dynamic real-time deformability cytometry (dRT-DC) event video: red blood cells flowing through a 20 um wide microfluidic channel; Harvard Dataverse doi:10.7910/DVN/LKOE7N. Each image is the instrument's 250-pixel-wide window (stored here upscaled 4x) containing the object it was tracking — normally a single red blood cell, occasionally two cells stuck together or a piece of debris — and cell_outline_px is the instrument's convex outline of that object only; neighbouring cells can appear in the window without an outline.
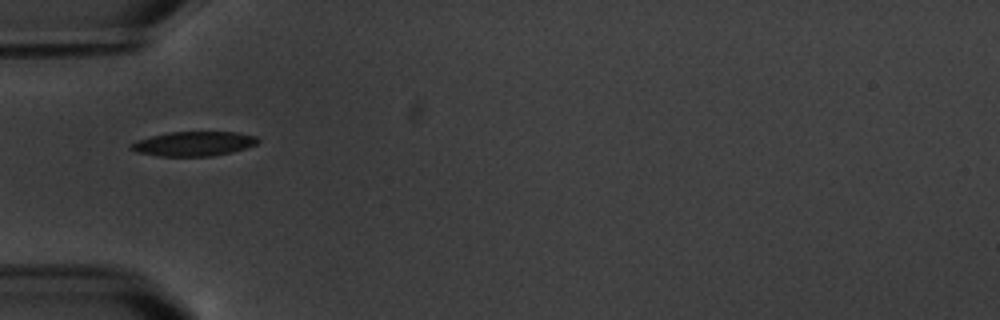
{"species": "common noctule bat (a hibernating species)", "species_latin": "Nyctalus noctula", "temperature_condition": "warm", "stored_images_in_passage": 8, "segment_of_instrument_passage": [2, 2], "camera_frame_rate_fps": 3000, "um_per_image_px": 0.085, "animal": {"sex": "male", "body_mass_g": 20.1, "forearm_length_mm": 53.5}, "frame": {"image": 1, "passage_image": 4, "time_ms": 5.0, "image_size_px": [1000, 320], "cell_outline_px": [[260, 140], [256, 144], [232, 152], [212, 156], [160, 156], [136, 152], [128, 148], [128, 144], [136, 140], [168, 132], [236, 132], [256, 136]], "centroid_in_image_um": [16.42, 12.22], "position_along_channel_um": 68.6, "area_um2": 18.15}}
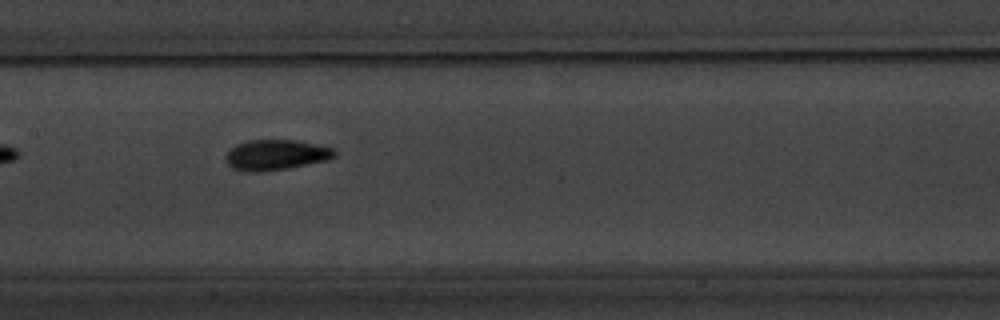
{"frame": {"image": 2, "passage_image": 7, "time_ms": 8.333, "image_size_px": [1000, 320], "cell_outline_px": [[336, 156], [328, 160], [288, 168], [260, 172], [244, 172], [232, 168], [224, 160], [224, 156], [236, 144], [248, 140], [296, 140], [316, 144], [332, 148], [336, 152]], "centroid_in_image_um": [23.42, 13.17], "position_along_channel_um": 184.0, "area_um2": 19.42}}
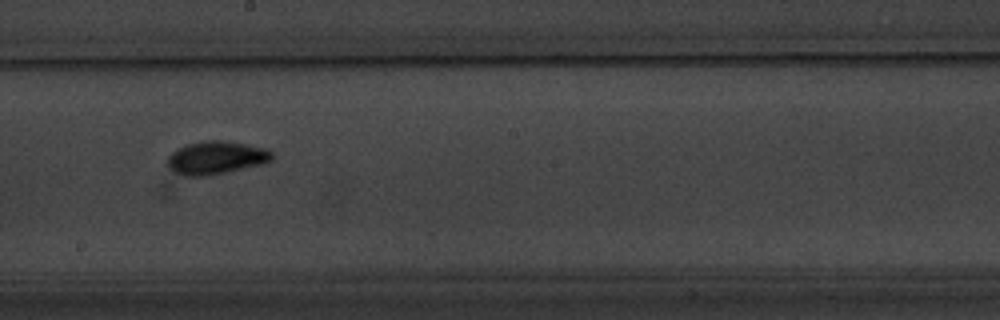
{"frame": {"image": 3, "passage_image": 8, "time_ms": 9.667, "image_size_px": [1000, 320], "cell_outline_px": [[276, 156], [268, 164], [204, 176], [184, 176], [176, 172], [168, 164], [168, 156], [176, 148], [184, 144], [204, 140], [220, 140], [268, 148]], "centroid_in_image_um": [18.44, 13.39], "position_along_channel_um": 229.8, "area_um2": 20.4}}